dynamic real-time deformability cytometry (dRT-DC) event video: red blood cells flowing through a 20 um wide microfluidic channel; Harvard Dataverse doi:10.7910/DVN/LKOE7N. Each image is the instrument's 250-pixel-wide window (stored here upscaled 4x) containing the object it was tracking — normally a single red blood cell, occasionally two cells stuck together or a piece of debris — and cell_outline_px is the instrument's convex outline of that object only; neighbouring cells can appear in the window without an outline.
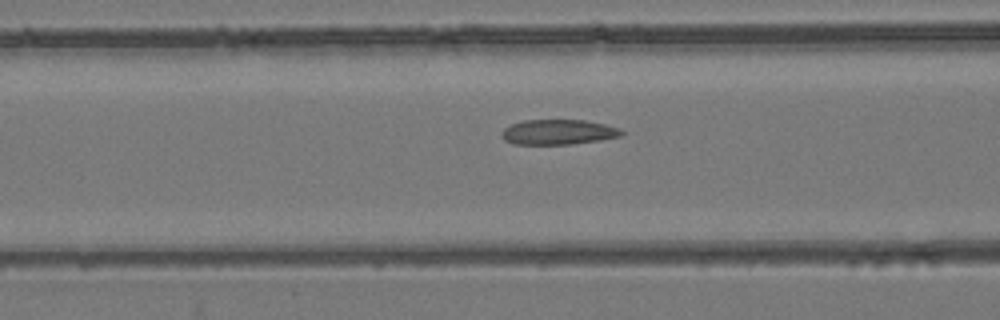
{"species": "common noctule bat (a hibernating species)", "species_latin": "Nyctalus noctula", "temperature_condition": "room temperature", "stored_images_in_passage": 54, "camera_frame_rate_fps": 3000, "um_per_image_px": 0.085, "animal": {"sex": "female", "body_mass_g": 24.6, "forearm_length_mm": 56.2}, "frame": {"image": 1, "passage_image": 22, "time_ms": 7.0, "image_size_px": [1000, 320], "cell_outline_px": [[624, 132], [620, 136], [600, 140], [572, 144], [512, 144], [504, 140], [500, 132], [504, 128], [512, 124], [524, 120], [584, 120], [604, 124], [620, 128]], "centroid_in_image_um": [47.43, 11.23], "position_along_channel_um": 119.2, "area_um2": 17.51}}
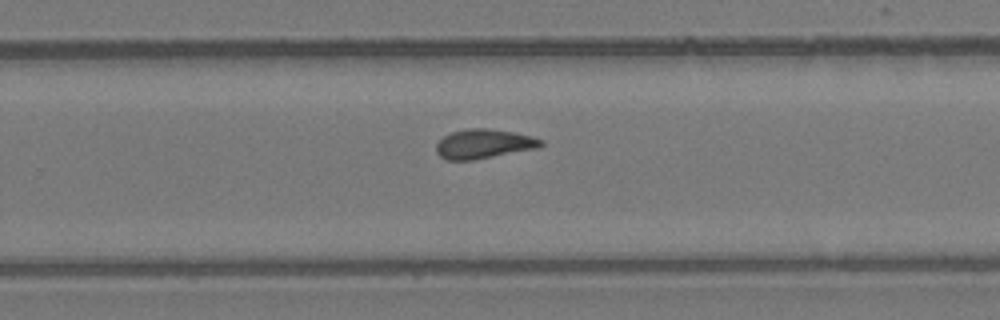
{"frame": {"image": 2, "passage_image": 35, "time_ms": 11.333, "image_size_px": [1000, 320], "cell_outline_px": [[544, 144], [540, 148], [472, 160], [448, 160], [440, 156], [436, 152], [436, 144], [444, 136], [452, 132], [468, 128], [488, 128], [512, 132], [532, 136], [544, 140]], "centroid_in_image_um": [41.15, 12.23], "position_along_channel_um": 288.6, "area_um2": 17.98}}
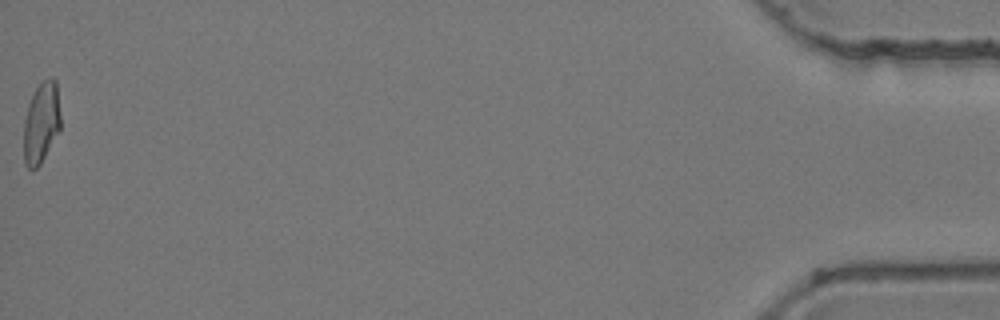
{"frame": {"image": 3, "passage_image": 54, "time_ms": 17.667, "image_size_px": [1000, 320], "cell_outline_px": [[60, 128], [40, 164], [36, 168], [28, 168], [24, 164], [24, 120], [28, 104], [36, 88], [48, 76], [52, 76], [56, 80], [60, 112]], "centroid_in_image_um": [3.5, 10.4], "position_along_channel_um": 431.7, "area_um2": 17.28}, "authors_computed_cell_mechanics": {"area_um2": 17.9758, "velocity_mm_per_s": 3.916, "shape_relaxation_time_tau1_ms": null, "shape_relaxation_time_tau2_ms": 3.3312, "deformation_change_tau1": null, "deformation_change_tau2": 0.0988}}